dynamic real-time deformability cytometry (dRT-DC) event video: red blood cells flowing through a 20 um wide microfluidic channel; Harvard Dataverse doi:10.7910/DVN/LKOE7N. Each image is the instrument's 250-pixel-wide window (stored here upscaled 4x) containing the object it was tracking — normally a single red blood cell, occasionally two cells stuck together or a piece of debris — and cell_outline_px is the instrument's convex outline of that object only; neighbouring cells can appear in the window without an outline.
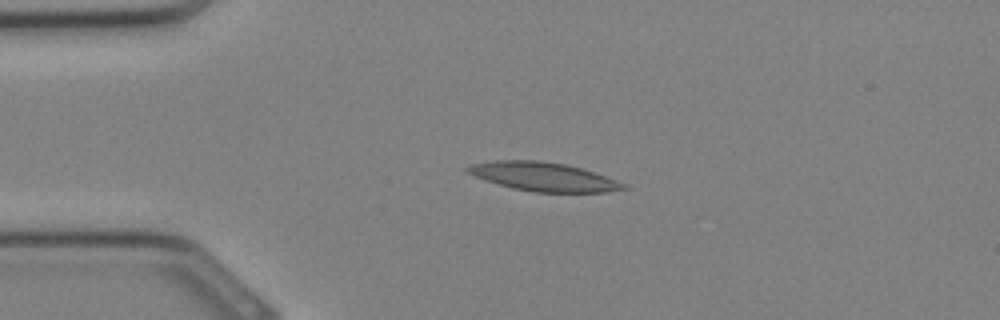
{"species": "Egyptian fruit bat (a non-hibernating species)", "species_latin": "Rousettus aegyptiacus", "temperature_condition": "cold", "stored_images_in_passage": 26, "camera_frame_rate_fps": 3000, "um_per_image_px": 0.085, "animal": {"sex": "female"}, "frame": {"image": 1, "passage_image": 1, "time_ms": 0.0, "image_size_px": [1000, 320], "cell_outline_px": [[628, 188], [608, 192], [536, 192], [512, 188], [476, 176], [468, 172], [464, 168], [472, 164], [492, 160], [540, 160], [564, 164], [580, 168], [628, 184]], "centroid_in_image_um": [46.21, 15.01], "position_along_channel_um": 38.8, "area_um2": 25.78}}
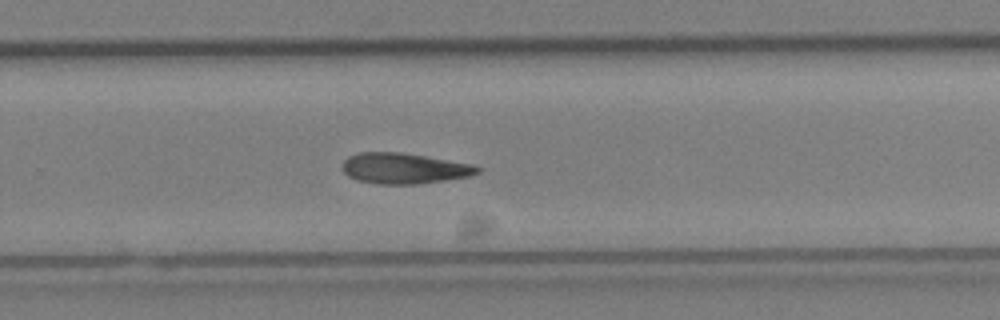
{"frame": {"image": 2, "passage_image": 15, "time_ms": 4.667, "image_size_px": [1000, 320], "cell_outline_px": [[480, 172], [468, 176], [444, 180], [416, 184], [380, 184], [356, 180], [348, 176], [340, 168], [344, 160], [348, 156], [360, 152], [400, 152], [472, 164], [480, 168]], "centroid_in_image_um": [34.28, 14.31], "position_along_channel_um": 295.5, "area_um2": 24.04}}
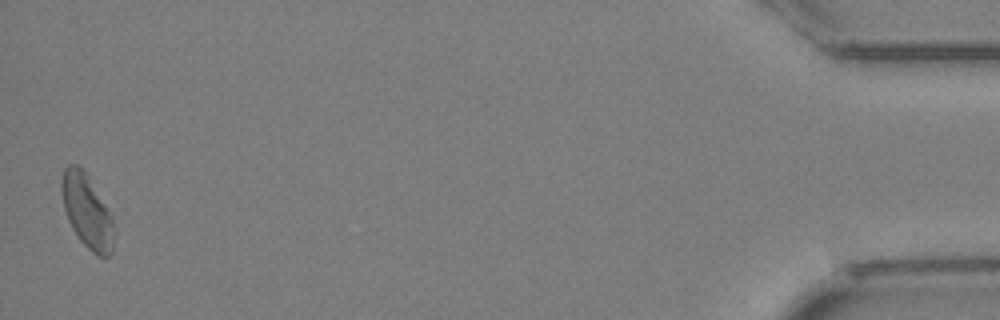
{"frame": {"image": 3, "passage_image": 26, "time_ms": 8.333, "image_size_px": [1000, 320], "cell_outline_px": [[112, 252], [108, 256], [96, 256], [80, 240], [72, 228], [68, 220], [64, 208], [60, 188], [60, 180], [64, 168], [68, 164], [76, 164], [88, 176], [112, 216]], "centroid_in_image_um": [7.35, 17.93], "position_along_channel_um": 427.9, "area_um2": 22.08}}